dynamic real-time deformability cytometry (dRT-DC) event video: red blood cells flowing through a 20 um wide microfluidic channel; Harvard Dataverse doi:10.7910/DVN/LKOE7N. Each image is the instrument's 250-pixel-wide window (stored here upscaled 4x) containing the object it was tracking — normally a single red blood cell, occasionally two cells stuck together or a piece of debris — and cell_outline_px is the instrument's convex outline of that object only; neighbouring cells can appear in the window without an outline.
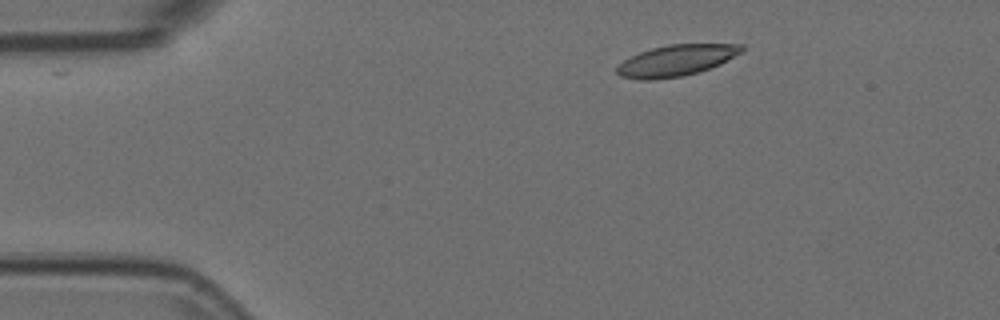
{"species": "Egyptian fruit bat (a non-hibernating species)", "species_latin": "Rousettus aegyptiacus", "temperature_condition": "room temperature", "stored_images_in_passage": 46, "camera_frame_rate_fps": 3000, "um_per_image_px": 0.085, "animal": {"sex": "female"}, "frame": {"image": 1, "passage_image": 1, "time_ms": 0.0, "image_size_px": [1000, 320], "cell_outline_px": [[744, 52], [720, 64], [684, 76], [648, 80], [640, 80], [620, 76], [616, 72], [616, 68], [624, 60], [640, 52], [652, 48], [668, 44], [744, 44]], "centroid_in_image_um": [57.51, 5.13], "position_along_channel_um": 27.5, "area_um2": 22.6}}
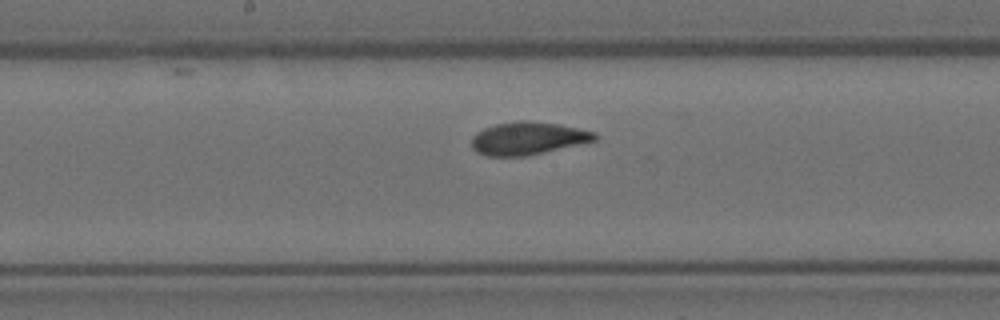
{"frame": {"image": 2, "passage_image": 20, "time_ms": 6.333, "image_size_px": [1000, 320], "cell_outline_px": [[596, 140], [524, 156], [488, 156], [476, 152], [472, 148], [472, 136], [476, 132], [484, 128], [496, 124], [520, 120], [528, 120], [560, 124], [596, 132]], "centroid_in_image_um": [44.83, 11.74], "position_along_channel_um": 203.4, "area_um2": 23.35}}
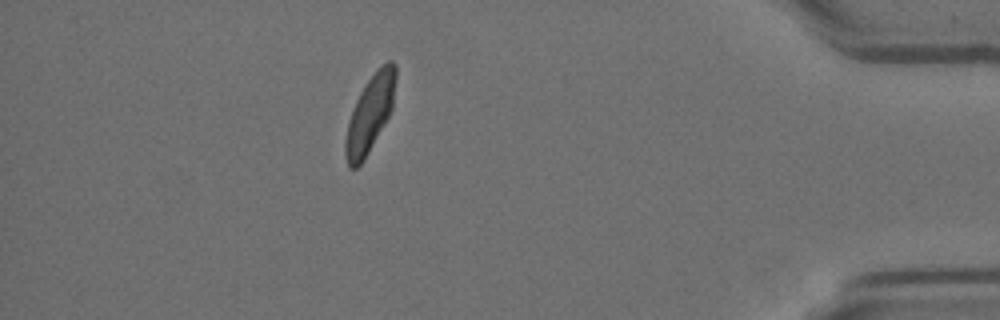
{"frame": {"image": 3, "passage_image": 40, "time_ms": 13.0, "image_size_px": [1000, 320], "cell_outline_px": [[396, 80], [392, 108], [388, 116], [364, 160], [356, 168], [348, 168], [344, 152], [344, 140], [348, 124], [356, 100], [360, 92], [368, 80], [388, 60], [392, 60], [396, 64]], "centroid_in_image_um": [31.44, 9.69], "position_along_channel_um": 403.8, "area_um2": 22.02}, "authors_computed_cell_mechanics": {"area_um2": 23.2934, "velocity_mm_per_s": 3.7312, "shape_relaxation_time_tau1_ms": 5.366, "shape_relaxation_time_tau2_ms": 1.0147, "deformation_change_tau1": 0.1651, "deformation_change_tau2": 0.0638}}